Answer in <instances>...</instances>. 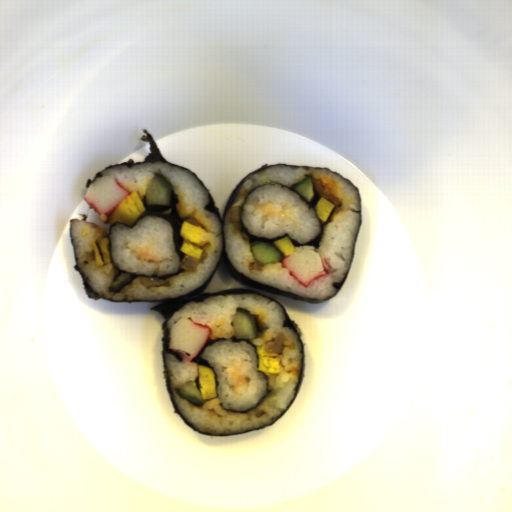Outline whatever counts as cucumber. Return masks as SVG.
<instances>
[{"mask_svg": "<svg viewBox=\"0 0 512 512\" xmlns=\"http://www.w3.org/2000/svg\"><path fill=\"white\" fill-rule=\"evenodd\" d=\"M172 185L166 176L155 172L149 181L145 191L146 205L169 206L171 200Z\"/></svg>", "mask_w": 512, "mask_h": 512, "instance_id": "cucumber-1", "label": "cucumber"}, {"mask_svg": "<svg viewBox=\"0 0 512 512\" xmlns=\"http://www.w3.org/2000/svg\"><path fill=\"white\" fill-rule=\"evenodd\" d=\"M233 338L237 340H254L257 336L256 317L238 308L232 316Z\"/></svg>", "mask_w": 512, "mask_h": 512, "instance_id": "cucumber-2", "label": "cucumber"}, {"mask_svg": "<svg viewBox=\"0 0 512 512\" xmlns=\"http://www.w3.org/2000/svg\"><path fill=\"white\" fill-rule=\"evenodd\" d=\"M251 252L257 262L263 265L277 264L283 261L281 252L270 242H250Z\"/></svg>", "mask_w": 512, "mask_h": 512, "instance_id": "cucumber-3", "label": "cucumber"}, {"mask_svg": "<svg viewBox=\"0 0 512 512\" xmlns=\"http://www.w3.org/2000/svg\"><path fill=\"white\" fill-rule=\"evenodd\" d=\"M181 398L186 399L190 403L201 405L204 403L198 383L196 381H189L187 384L176 389Z\"/></svg>", "mask_w": 512, "mask_h": 512, "instance_id": "cucumber-4", "label": "cucumber"}, {"mask_svg": "<svg viewBox=\"0 0 512 512\" xmlns=\"http://www.w3.org/2000/svg\"><path fill=\"white\" fill-rule=\"evenodd\" d=\"M132 278V275L131 273H121L114 281L111 285H109L108 287L111 289V290H119L120 288H122L124 285H126L128 282H130Z\"/></svg>", "mask_w": 512, "mask_h": 512, "instance_id": "cucumber-5", "label": "cucumber"}]
</instances>
